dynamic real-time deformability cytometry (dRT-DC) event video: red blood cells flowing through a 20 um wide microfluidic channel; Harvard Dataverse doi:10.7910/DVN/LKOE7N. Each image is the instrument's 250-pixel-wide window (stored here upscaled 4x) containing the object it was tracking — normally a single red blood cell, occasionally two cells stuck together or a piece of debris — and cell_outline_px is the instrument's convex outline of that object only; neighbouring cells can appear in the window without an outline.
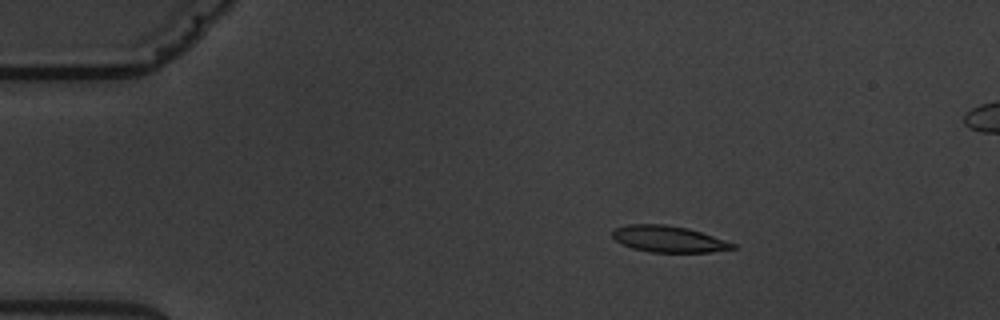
{"species": "common noctule bat (a hibernating species)", "species_latin": "Nyctalus noctula", "temperature_condition": "warm", "stored_images_in_passage": 5, "camera_frame_rate_fps": 3000, "um_per_image_px": 0.085, "animal": {"sex": "male", "body_mass_g": 19.5, "forearm_length_mm": 54.6}, "frame": {"image": 1, "passage_image": 3, "time_ms": 2.333, "image_size_px": [1000, 320], "cell_outline_px": [[736, 248], [712, 252], [652, 252], [632, 248], [616, 240], [612, 236], [612, 232], [616, 228], [628, 224], [664, 224], [688, 228], [736, 244]], "centroid_in_image_um": [56.83, 20.32], "position_along_channel_um": 28.2, "area_um2": 18.26}}